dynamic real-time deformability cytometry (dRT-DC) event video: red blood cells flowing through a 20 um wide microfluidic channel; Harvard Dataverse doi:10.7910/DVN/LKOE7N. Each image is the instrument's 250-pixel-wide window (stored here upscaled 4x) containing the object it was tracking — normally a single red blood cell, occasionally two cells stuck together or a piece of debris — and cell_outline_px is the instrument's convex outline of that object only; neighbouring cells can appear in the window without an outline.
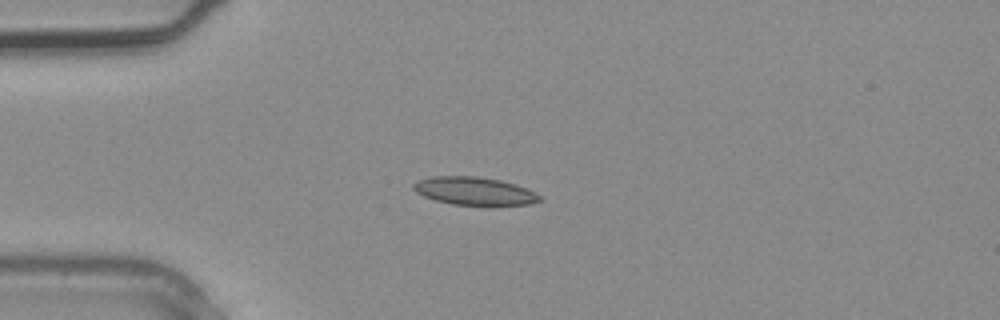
{"species": "common noctule bat (a hibernating species)", "species_latin": "Nyctalus noctula", "temperature_condition": "warm", "stored_images_in_passage": 2, "camera_frame_rate_fps": 3000, "um_per_image_px": 0.085, "animal": {"sex": "male", "body_mass_g": 20.4}, "frame": {"image": 1, "passage_image": 2, "time_ms": 0.333, "image_size_px": [1000, 320], "cell_outline_px": [[544, 200], [528, 204], [492, 208], [488, 208], [452, 204], [436, 200], [424, 196], [416, 192], [412, 188], [412, 184], [420, 180], [432, 176], [476, 176], [500, 180], [516, 184], [540, 196]], "centroid_in_image_um": [40.36, 16.29], "position_along_channel_um": 44.6, "area_um2": 21.27}}